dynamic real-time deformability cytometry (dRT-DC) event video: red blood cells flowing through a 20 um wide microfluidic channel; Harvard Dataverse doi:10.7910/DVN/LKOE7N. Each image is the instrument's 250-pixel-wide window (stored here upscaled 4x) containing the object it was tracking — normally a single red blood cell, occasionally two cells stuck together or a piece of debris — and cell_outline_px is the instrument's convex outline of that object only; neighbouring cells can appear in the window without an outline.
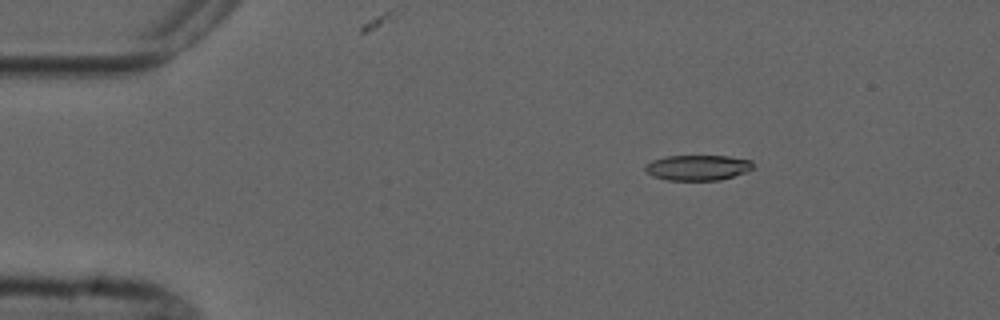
{"species": "common noctule bat (a hibernating species)", "species_latin": "Nyctalus noctula", "temperature_condition": "cold", "stored_images_in_passage": 5, "camera_frame_rate_fps": 3000, "um_per_image_px": 0.085, "animal": {"sex": "male", "forearm_length_mm": 52.5}, "frame": {"image": 1, "passage_image": 3, "time_ms": 2.333, "image_size_px": [1000, 320], "cell_outline_px": [[752, 168], [744, 172], [720, 180], [668, 180], [652, 176], [644, 168], [652, 160], [664, 156], [728, 156], [752, 160]], "centroid_in_image_um": [59.29, 14.24], "position_along_channel_um": 25.7, "area_um2": 15.78}}